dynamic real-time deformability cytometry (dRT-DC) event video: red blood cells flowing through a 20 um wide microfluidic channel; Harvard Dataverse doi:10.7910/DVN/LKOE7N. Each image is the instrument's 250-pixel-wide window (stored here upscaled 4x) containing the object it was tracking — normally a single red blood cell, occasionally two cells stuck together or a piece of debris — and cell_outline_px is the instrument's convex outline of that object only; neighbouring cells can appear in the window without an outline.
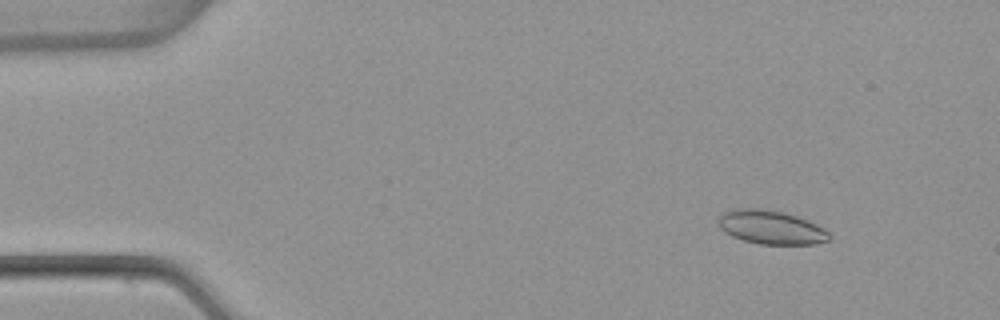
{"species": "common noctule bat (a hibernating species)", "species_latin": "Nyctalus noctula", "temperature_condition": "warm", "stored_images_in_passage": 4, "camera_frame_rate_fps": 3000, "um_per_image_px": 0.085, "animal": {"sex": "female", "body_mass_g": 22.7, "forearm_length_mm": 54.2}, "frame": {"image": 1, "passage_image": 2, "time_ms": 0.333, "image_size_px": [1000, 320], "cell_outline_px": [[832, 236], [828, 240], [816, 244], [760, 244], [744, 240], [732, 236], [724, 232], [720, 228], [716, 216], [724, 212], [736, 208], [760, 208], [784, 212], [808, 220], [824, 228]], "centroid_in_image_um": [65.51, 19.31], "position_along_channel_um": 19.5, "area_um2": 21.96}}
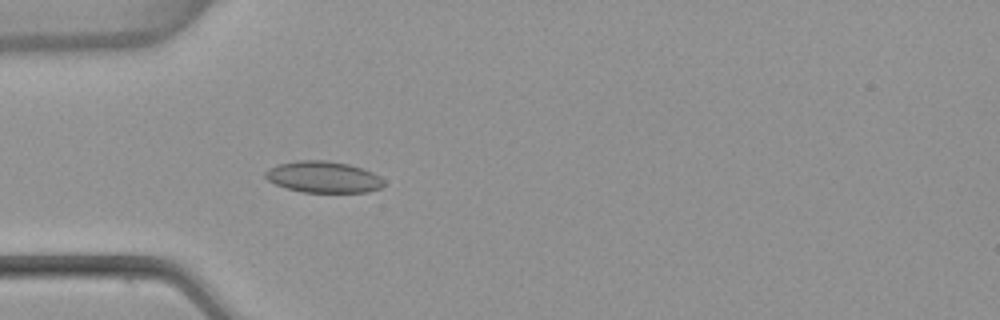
{"frame": {"image": 2, "passage_image": 4, "time_ms": 1.0, "image_size_px": [1000, 320], "cell_outline_px": [[384, 184], [380, 188], [368, 192], [304, 192], [288, 188], [276, 184], [268, 180], [264, 176], [264, 172], [268, 168], [276, 164], [296, 160], [324, 160], [348, 164], [372, 172], [380, 176], [384, 180]], "centroid_in_image_um": [27.46, 15.04], "position_along_channel_um": 57.5, "area_um2": 21.68}}